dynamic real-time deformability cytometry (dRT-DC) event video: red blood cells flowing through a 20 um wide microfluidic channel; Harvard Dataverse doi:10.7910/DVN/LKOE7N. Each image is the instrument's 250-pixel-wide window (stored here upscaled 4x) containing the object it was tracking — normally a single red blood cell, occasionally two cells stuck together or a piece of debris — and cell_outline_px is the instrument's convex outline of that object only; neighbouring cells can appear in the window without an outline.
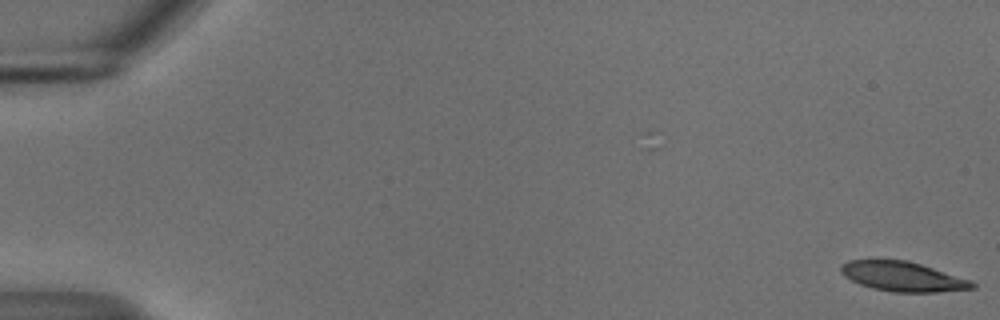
{"species": "common noctule bat (a hibernating species)", "species_latin": "Nyctalus noctula", "temperature_condition": "cold", "stored_images_in_passage": 2, "camera_frame_rate_fps": 3000, "um_per_image_px": 0.085, "animal": {"sex": "male", "body_mass_g": 18.8}, "frame": {"image": 1, "passage_image": 2, "time_ms": 0.333, "image_size_px": [1000, 320], "cell_outline_px": [[976, 288], [936, 292], [892, 292], [872, 288], [860, 284], [844, 276], [840, 272], [840, 264], [848, 260], [908, 260], [972, 280], [976, 284]], "centroid_in_image_um": [76.73, 23.5], "position_along_channel_um": 8.3, "area_um2": 22.77}}